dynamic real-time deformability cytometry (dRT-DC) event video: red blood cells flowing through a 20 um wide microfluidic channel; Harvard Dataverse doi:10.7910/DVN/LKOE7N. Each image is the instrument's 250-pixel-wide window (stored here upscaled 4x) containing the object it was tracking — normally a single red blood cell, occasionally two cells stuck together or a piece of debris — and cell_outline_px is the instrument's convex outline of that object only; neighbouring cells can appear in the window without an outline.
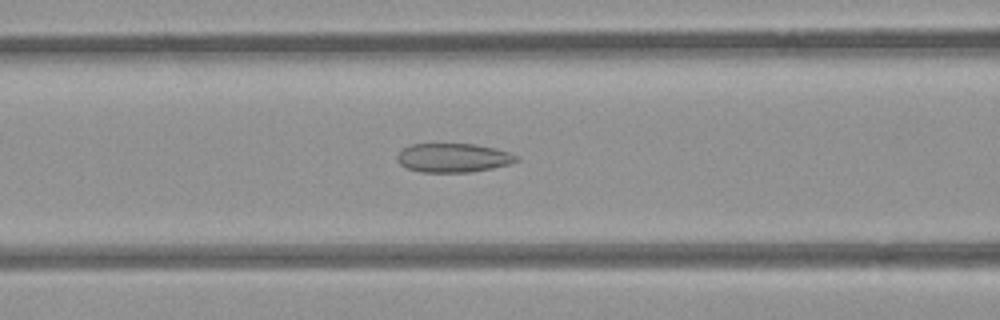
{"species": "common noctule bat (a hibernating species)", "species_latin": "Nyctalus noctula", "temperature_condition": "room temperature", "stored_images_in_passage": 42, "camera_frame_rate_fps": 3000, "um_per_image_px": 0.085, "animal": {"sex": "female", "body_mass_g": 21.9}, "frame": {"image": 1, "passage_image": 17, "time_ms": 5.333, "image_size_px": [1000, 320], "cell_outline_px": [[520, 160], [508, 164], [492, 168], [472, 172], [420, 172], [408, 168], [400, 164], [396, 160], [396, 156], [404, 148], [412, 144], [472, 144], [496, 148], [520, 156]], "centroid_in_image_um": [38.54, 13.41], "position_along_channel_um": 128.1, "area_um2": 20.11}}
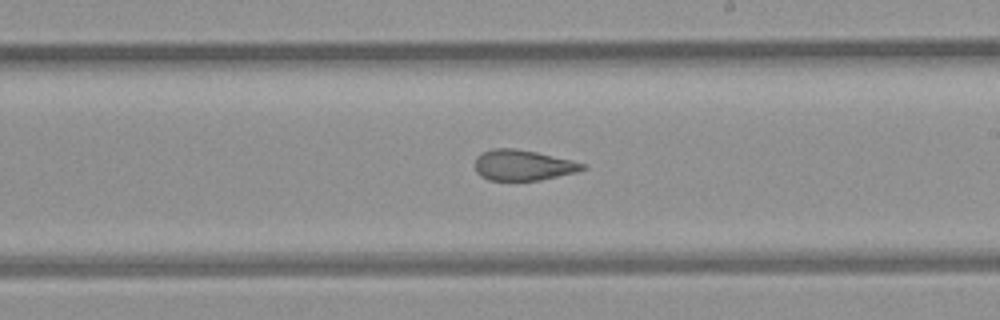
{"frame": {"image": 2, "passage_image": 26, "time_ms": 8.333, "image_size_px": [1000, 320], "cell_outline_px": [[588, 168], [576, 172], [540, 180], [488, 180], [480, 176], [476, 172], [476, 156], [492, 148], [512, 148], [536, 152], [572, 160], [584, 164]], "centroid_in_image_um": [44.45, 14.04], "position_along_channel_um": 244.6, "area_um2": 19.07}}
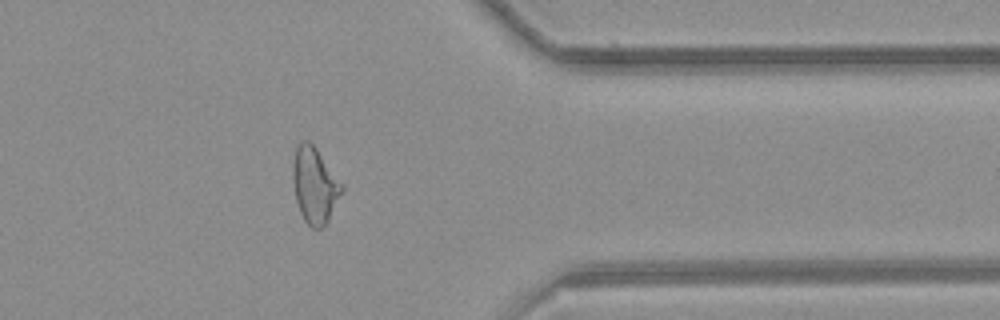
{"frame": {"image": 3, "passage_image": 38, "time_ms": 12.333, "image_size_px": [1000, 320], "cell_outline_px": [[344, 188], [328, 220], [320, 228], [312, 228], [304, 220], [300, 212], [296, 200], [292, 176], [292, 164], [296, 148], [300, 140], [308, 140], [316, 148], [344, 184]], "centroid_in_image_um": [26.74, 15.71], "position_along_channel_um": 384.7, "area_um2": 21.62}}